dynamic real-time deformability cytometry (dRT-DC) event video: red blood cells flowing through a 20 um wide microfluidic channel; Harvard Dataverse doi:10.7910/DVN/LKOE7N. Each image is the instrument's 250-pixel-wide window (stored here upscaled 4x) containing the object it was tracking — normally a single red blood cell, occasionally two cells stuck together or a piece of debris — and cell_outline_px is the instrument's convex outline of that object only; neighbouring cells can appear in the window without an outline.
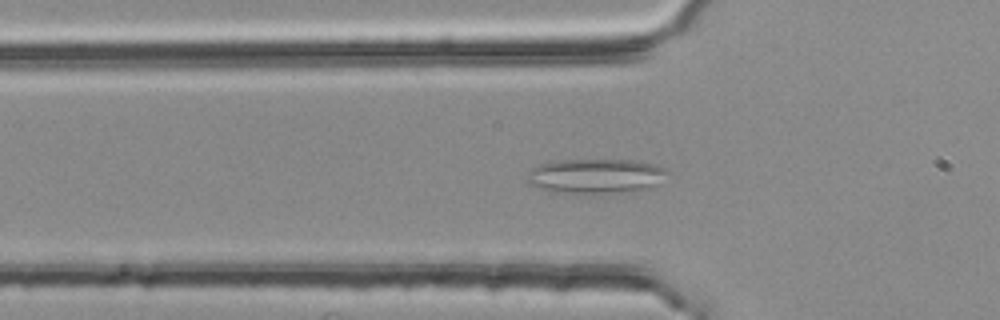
{"species": "common noctule bat (a hibernating species)", "species_latin": "Nyctalus noctula", "temperature_condition": "room temperature", "stored_images_in_passage": 51, "segment_of_instrument_passage": [1, 2], "camera_frame_rate_fps": 3000, "um_per_image_px": 0.085, "animal": {"sex": "female", "body_mass_g": 25.1}, "frame": {"image": 1, "passage_image": 15, "time_ms": 4.667, "image_size_px": [1000, 320], "cell_outline_px": [[668, 172], [660, 184], [644, 192], [588, 196], [576, 196], [548, 192], [528, 184], [528, 172], [536, 164], [552, 160], [632, 160], [652, 164], [664, 168]], "centroid_in_image_um": [50.62, 15.04], "position_along_channel_um": 75.2, "area_um2": 30.29}}